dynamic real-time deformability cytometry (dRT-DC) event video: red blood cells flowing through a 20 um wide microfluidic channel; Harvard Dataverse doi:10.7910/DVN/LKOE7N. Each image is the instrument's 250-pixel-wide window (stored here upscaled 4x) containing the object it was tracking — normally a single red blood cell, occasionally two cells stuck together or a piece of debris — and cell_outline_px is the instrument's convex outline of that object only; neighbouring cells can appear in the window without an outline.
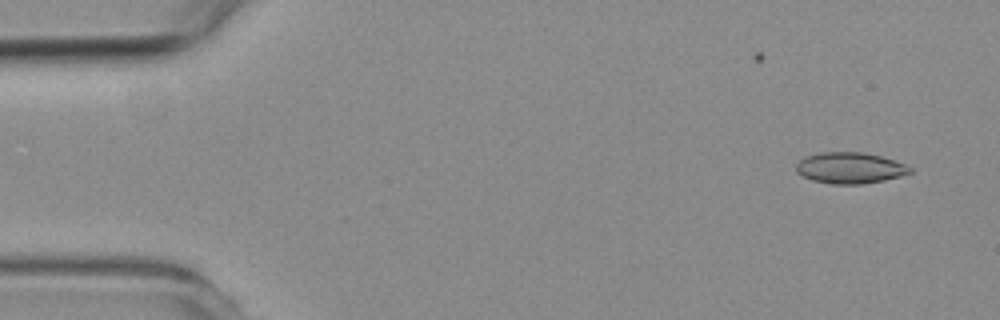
{"species": "common noctule bat (a hibernating species)", "species_latin": "Nyctalus noctula", "temperature_condition": "room temperature", "stored_images_in_passage": 56, "camera_frame_rate_fps": 3000, "um_per_image_px": 0.085, "animal": {"sex": "female", "body_mass_g": 19.3, "forearm_length_mm": 54.1}, "frame": {"image": 1, "passage_image": 3, "time_ms": 0.667, "image_size_px": [1000, 320], "cell_outline_px": [[912, 172], [900, 176], [884, 180], [860, 184], [832, 184], [812, 180], [796, 172], [796, 164], [804, 156], [820, 152], [864, 152], [880, 156], [904, 164], [912, 168]], "centroid_in_image_um": [72.21, 14.27], "position_along_channel_um": 12.8, "area_um2": 20.58}}
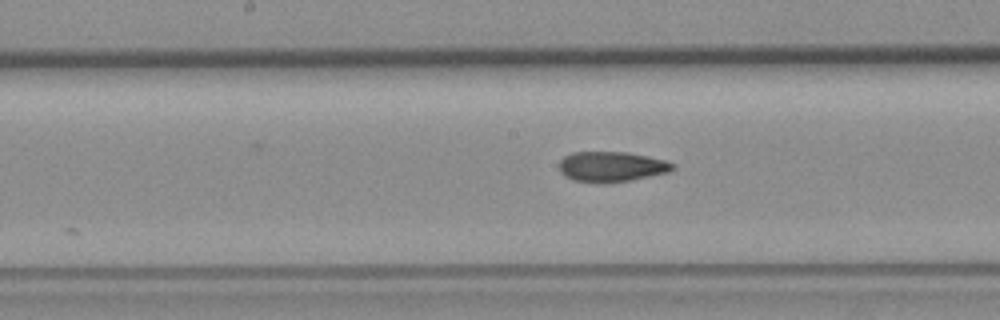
{"frame": {"image": 2, "passage_image": 28, "time_ms": 9.0, "image_size_px": [1000, 320], "cell_outline_px": [[676, 168], [668, 172], [632, 180], [608, 184], [600, 184], [572, 180], [564, 176], [560, 172], [560, 160], [564, 156], [572, 152], [628, 152], [648, 156], [664, 160], [676, 164]], "centroid_in_image_um": [51.97, 14.18], "position_along_channel_um": 196.2, "area_um2": 20.4}}
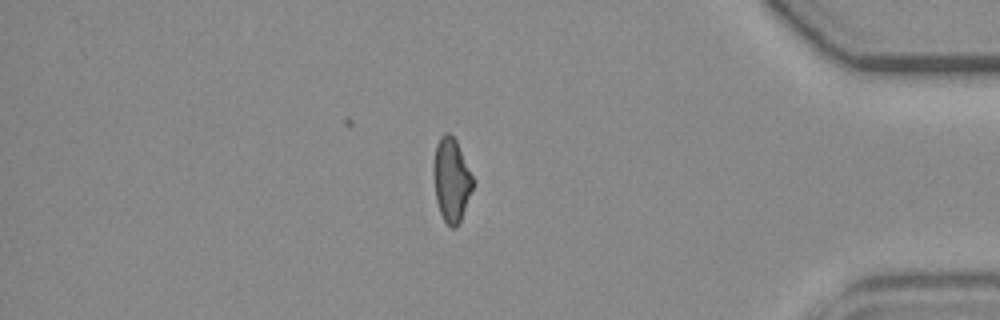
{"frame": {"image": 3, "passage_image": 48, "time_ms": 15.667, "image_size_px": [1000, 320], "cell_outline_px": [[472, 188], [460, 220], [456, 228], [452, 228], [444, 220], [440, 212], [436, 200], [432, 172], [432, 168], [436, 144], [440, 136], [444, 132], [448, 132], [456, 140], [472, 176]], "centroid_in_image_um": [38.32, 15.25], "position_along_channel_um": 396.9, "area_um2": 18.9}}